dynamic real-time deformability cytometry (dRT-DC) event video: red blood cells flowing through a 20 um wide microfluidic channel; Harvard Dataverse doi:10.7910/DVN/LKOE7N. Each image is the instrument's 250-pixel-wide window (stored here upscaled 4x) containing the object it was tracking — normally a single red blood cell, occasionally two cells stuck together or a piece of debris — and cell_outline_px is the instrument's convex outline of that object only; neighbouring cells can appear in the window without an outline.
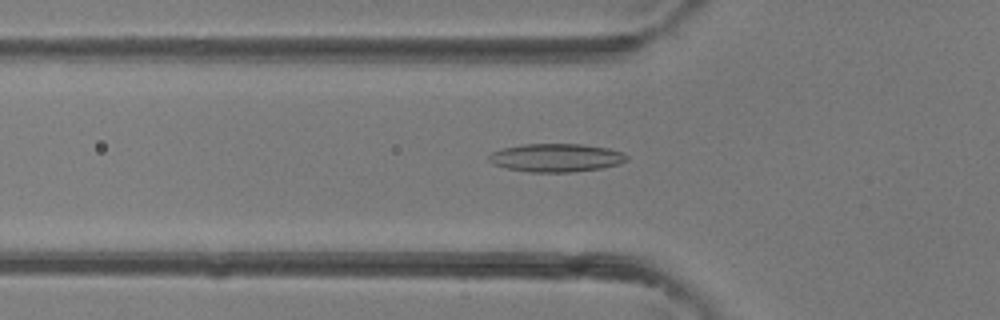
{"species": "common noctule bat (a hibernating species)", "species_latin": "Nyctalus noctula", "temperature_condition": "room temperature", "stored_images_in_passage": 34, "camera_frame_rate_fps": 3000, "um_per_image_px": 0.085, "animal": {"sex": "female"}, "frame": {"image": 1, "passage_image": 11, "time_ms": 3.333, "image_size_px": [1000, 320], "cell_outline_px": [[628, 160], [620, 164], [604, 168], [572, 172], [528, 172], [508, 168], [492, 164], [488, 160], [488, 156], [492, 152], [504, 148], [524, 144], [580, 144], [608, 148], [624, 152], [628, 156]], "centroid_in_image_um": [47.31, 13.41], "position_along_channel_um": 78.5, "area_um2": 22.83}}
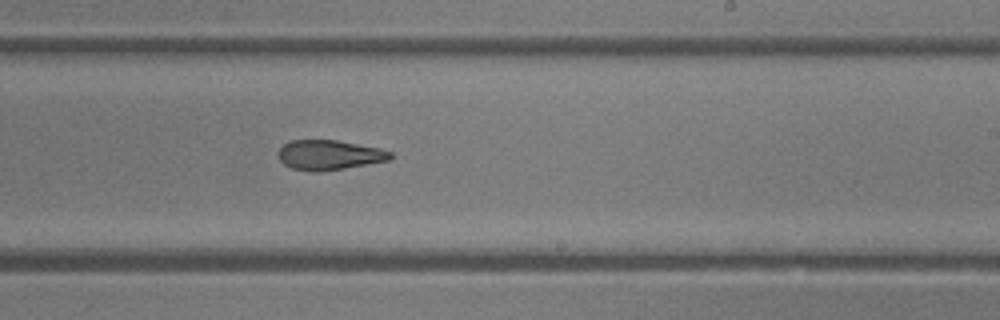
{"frame": {"image": 2, "passage_image": 22, "time_ms": 7.0, "image_size_px": [1000, 320], "cell_outline_px": [[392, 156], [388, 160], [344, 168], [320, 172], [312, 172], [292, 168], [284, 164], [280, 160], [276, 152], [284, 144], [292, 140], [336, 140], [380, 148], [392, 152]], "centroid_in_image_um": [27.95, 13.17], "position_along_channel_um": 261.1, "area_um2": 19.42}}
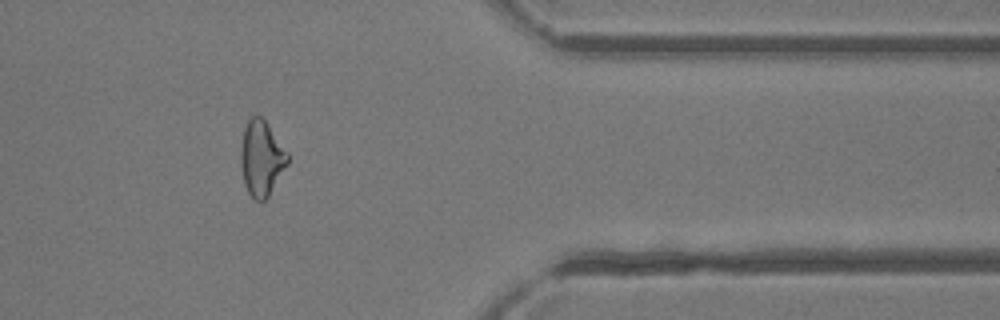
{"frame": {"image": 3, "passage_image": 31, "time_ms": 10.0, "image_size_px": [1000, 320], "cell_outline_px": [[288, 164], [268, 196], [264, 200], [256, 200], [248, 192], [244, 184], [240, 164], [240, 148], [244, 128], [248, 120], [252, 116], [260, 116], [268, 124], [288, 152]], "centroid_in_image_um": [22.21, 13.44], "position_along_channel_um": 389.2, "area_um2": 20.52}}